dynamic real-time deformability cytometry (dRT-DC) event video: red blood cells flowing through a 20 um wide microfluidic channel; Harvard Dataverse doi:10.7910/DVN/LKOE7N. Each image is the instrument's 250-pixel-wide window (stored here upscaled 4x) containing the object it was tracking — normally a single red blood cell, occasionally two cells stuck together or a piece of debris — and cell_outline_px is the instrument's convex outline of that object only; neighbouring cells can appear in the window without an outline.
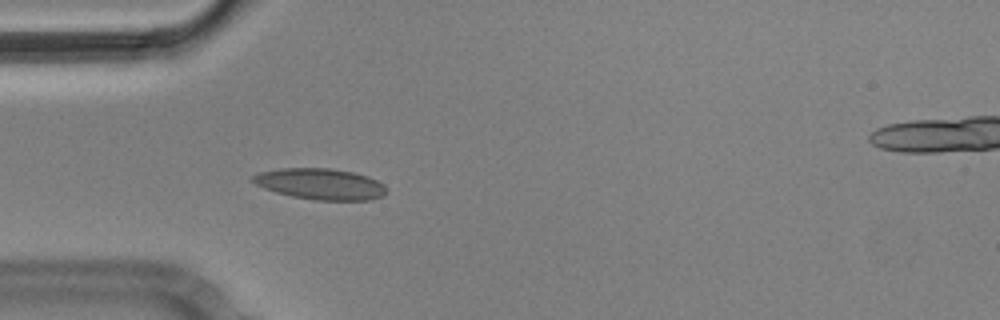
{"species": "Egyptian fruit bat (a non-hibernating species)", "species_latin": "Rousettus aegyptiacus", "temperature_condition": "cold", "stored_images_in_passage": 6, "camera_frame_rate_fps": 3000, "um_per_image_px": 0.085, "animal": {"sex": "male"}, "frame": {"image": 1, "passage_image": 5, "time_ms": 1.333, "image_size_px": [1000, 320], "cell_outline_px": [[388, 192], [384, 196], [368, 200], [316, 200], [292, 196], [276, 192], [264, 188], [248, 180], [256, 172], [280, 168], [332, 168], [352, 172], [368, 176], [384, 184], [388, 188]], "centroid_in_image_um": [27.23, 15.63], "position_along_channel_um": 57.8, "area_um2": 24.51}}